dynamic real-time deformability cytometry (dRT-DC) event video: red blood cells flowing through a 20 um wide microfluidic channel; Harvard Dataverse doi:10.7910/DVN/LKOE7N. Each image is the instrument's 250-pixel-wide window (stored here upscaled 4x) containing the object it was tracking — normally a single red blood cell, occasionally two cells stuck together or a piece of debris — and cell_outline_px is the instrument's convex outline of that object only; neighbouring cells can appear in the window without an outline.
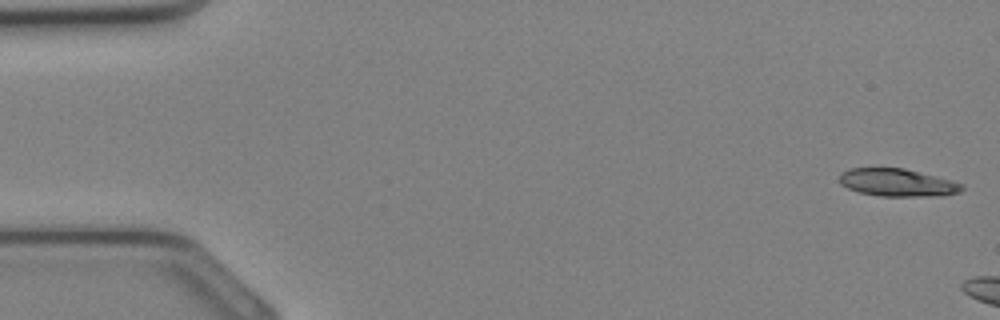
{"species": "Egyptian fruit bat (a non-hibernating species)", "species_latin": "Rousettus aegyptiacus", "temperature_condition": "cold", "stored_images_in_passage": 5, "camera_frame_rate_fps": 3000, "um_per_image_px": 0.085, "animal": {"sex": "female"}, "frame": {"image": 1, "passage_image": 1, "time_ms": 0.0, "image_size_px": [1000, 320], "cell_outline_px": [[964, 188], [960, 192], [928, 196], [880, 196], [860, 192], [848, 188], [840, 184], [840, 172], [848, 168], [904, 168], [948, 180], [960, 184]], "centroid_in_image_um": [76.18, 15.51], "position_along_channel_um": 8.8, "area_um2": 19.31}}